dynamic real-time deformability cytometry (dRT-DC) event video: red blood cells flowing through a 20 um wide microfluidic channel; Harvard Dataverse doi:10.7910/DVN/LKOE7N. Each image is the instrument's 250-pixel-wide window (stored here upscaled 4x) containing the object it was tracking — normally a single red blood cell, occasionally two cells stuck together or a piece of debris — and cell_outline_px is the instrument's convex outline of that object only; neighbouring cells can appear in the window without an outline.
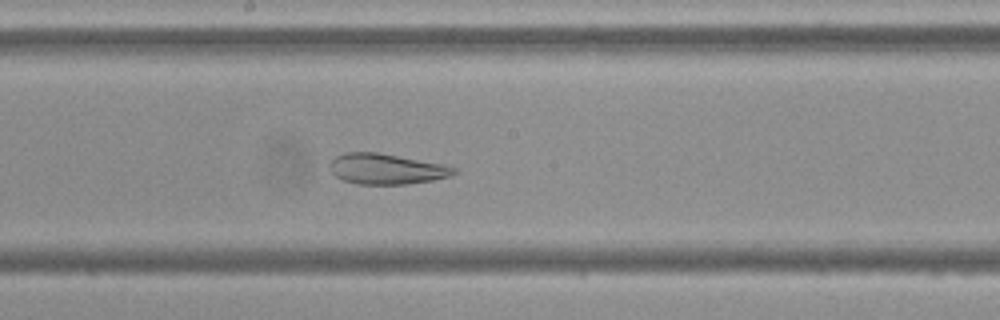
{"species": "Egyptian fruit bat (a non-hibernating species)", "species_latin": "Rousettus aegyptiacus", "temperature_condition": "cold", "stored_images_in_passage": 32, "camera_frame_rate_fps": 3000, "um_per_image_px": 0.085, "frame": {"image": 1, "passage_image": 13, "time_ms": 4.0, "image_size_px": [1000, 320], "cell_outline_px": [[456, 172], [448, 176], [432, 180], [404, 184], [356, 184], [344, 180], [336, 176], [332, 172], [328, 164], [336, 156], [344, 152], [376, 152], [440, 164], [456, 168]], "centroid_in_image_um": [32.77, 14.36], "position_along_channel_um": 215.4, "area_um2": 21.68}}
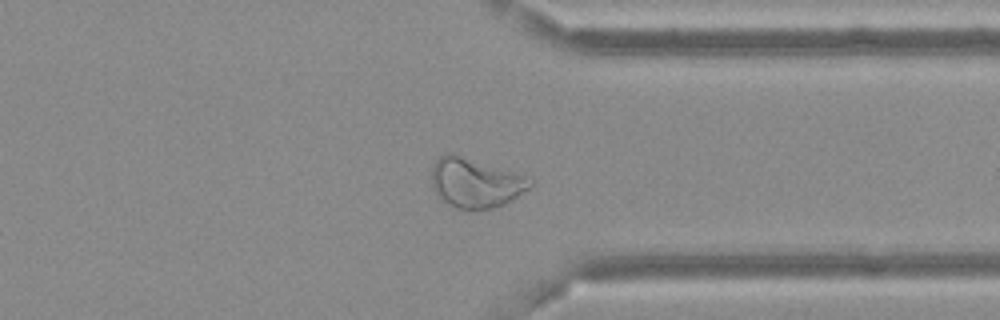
{"frame": {"image": 2, "passage_image": 26, "time_ms": 8.333, "image_size_px": [1000, 320], "cell_outline_px": [[536, 180], [528, 188], [504, 204], [492, 208], [456, 208], [440, 200], [436, 196], [432, 188], [432, 164], [444, 152], [448, 152], [528, 176]], "centroid_in_image_um": [40.37, 15.53], "position_along_channel_um": 371.0, "area_um2": 28.26}}
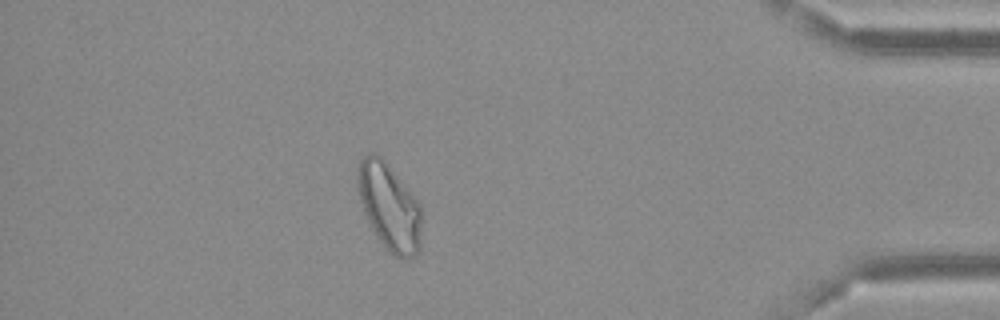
{"frame": {"image": 3, "passage_image": 32, "time_ms": 10.333, "image_size_px": [1000, 320], "cell_outline_px": [[420, 248], [416, 256], [404, 260], [400, 260], [376, 236], [368, 220], [360, 196], [360, 160], [368, 152], [376, 152], [400, 180], [420, 204]], "centroid_in_image_um": [33.14, 17.63], "position_along_channel_um": 402.1, "area_um2": 31.04}, "authors_computed_cell_mechanics": {"area_um2": 24.2182, "velocity_mm_per_s": 3.627, "shape_relaxation_time_tau1_ms": null, "shape_relaxation_time_tau2_ms": 1.6674, "deformation_change_tau1": null, "deformation_change_tau2": 0.0808}}